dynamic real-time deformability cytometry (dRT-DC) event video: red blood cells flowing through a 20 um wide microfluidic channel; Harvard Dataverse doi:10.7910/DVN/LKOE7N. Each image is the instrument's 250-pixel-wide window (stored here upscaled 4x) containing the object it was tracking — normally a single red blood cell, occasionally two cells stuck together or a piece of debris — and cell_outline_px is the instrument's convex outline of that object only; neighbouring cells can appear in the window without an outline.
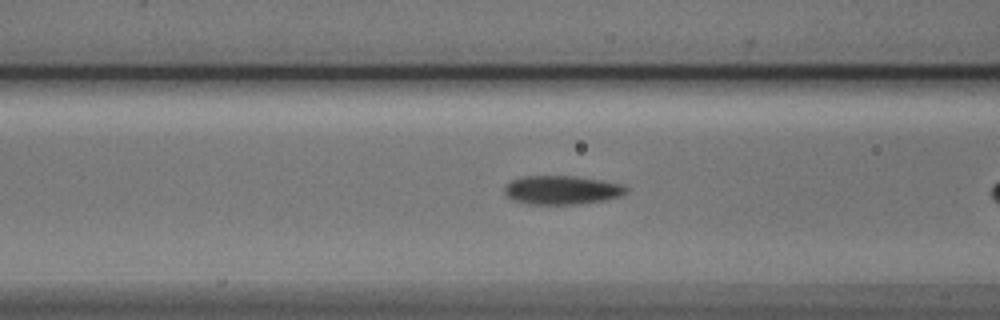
{"species": "Egyptian fruit bat (a non-hibernating species)", "species_latin": "Rousettus aegyptiacus", "temperature_condition": "cold", "stored_images_in_passage": 10, "camera_frame_rate_fps": 3000, "um_per_image_px": 0.085, "animal": {"sex": "male"}, "frame": {"image": 1, "passage_image": 8, "time_ms": 2.333, "image_size_px": [1000, 320], "cell_outline_px": [[628, 192], [620, 196], [608, 200], [580, 204], [528, 204], [512, 200], [504, 192], [504, 184], [512, 180], [524, 176], [576, 176], [624, 184], [628, 188]], "centroid_in_image_um": [47.78, 16.15], "position_along_channel_um": 118.8, "area_um2": 20.69}}